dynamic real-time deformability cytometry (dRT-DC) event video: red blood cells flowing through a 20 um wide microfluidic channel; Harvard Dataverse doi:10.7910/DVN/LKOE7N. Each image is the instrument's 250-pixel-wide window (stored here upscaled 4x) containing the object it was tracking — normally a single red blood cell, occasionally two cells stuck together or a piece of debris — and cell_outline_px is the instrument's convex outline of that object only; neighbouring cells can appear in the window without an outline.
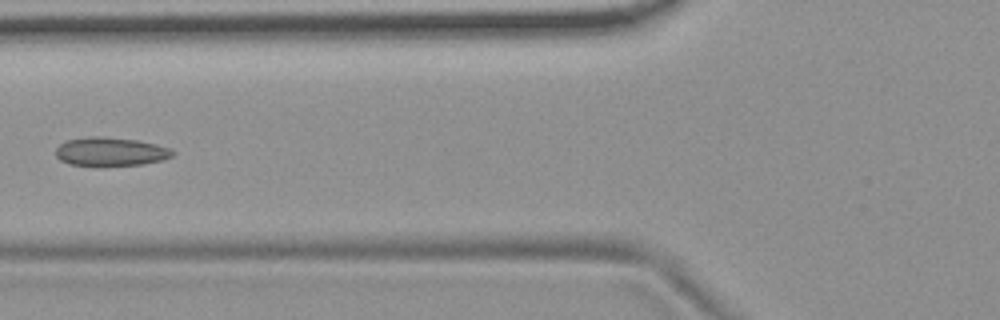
{"species": "common noctule bat (a hibernating species)", "species_latin": "Nyctalus noctula", "temperature_condition": "room temperature", "stored_images_in_passage": 6, "camera_frame_rate_fps": 3000, "um_per_image_px": 0.085, "animal": {"sex": "female", "body_mass_g": 19.9}, "frame": {"image": 1, "passage_image": 6, "time_ms": 1.667, "image_size_px": [1000, 320], "cell_outline_px": [[176, 152], [172, 156], [164, 160], [144, 164], [68, 164], [60, 160], [56, 156], [56, 148], [60, 144], [68, 140], [92, 136], [104, 136], [136, 140], [156, 144], [168, 148]], "centroid_in_image_um": [9.42, 12.87], "position_along_channel_um": 116.4, "area_um2": 19.07}}